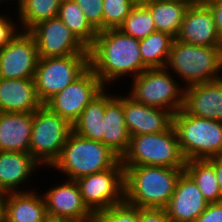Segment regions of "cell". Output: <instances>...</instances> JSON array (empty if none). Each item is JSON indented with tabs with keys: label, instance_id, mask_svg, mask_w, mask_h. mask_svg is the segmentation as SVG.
<instances>
[{
	"label": "cell",
	"instance_id": "44dd1931",
	"mask_svg": "<svg viewBox=\"0 0 222 222\" xmlns=\"http://www.w3.org/2000/svg\"><path fill=\"white\" fill-rule=\"evenodd\" d=\"M42 105L36 92L34 78L0 77V112L33 113Z\"/></svg>",
	"mask_w": 222,
	"mask_h": 222
},
{
	"label": "cell",
	"instance_id": "7bdbcfd3",
	"mask_svg": "<svg viewBox=\"0 0 222 222\" xmlns=\"http://www.w3.org/2000/svg\"><path fill=\"white\" fill-rule=\"evenodd\" d=\"M3 1H5V2H6V1H11V2H12V1H14V0H0V2H3Z\"/></svg>",
	"mask_w": 222,
	"mask_h": 222
},
{
	"label": "cell",
	"instance_id": "ac0fdd59",
	"mask_svg": "<svg viewBox=\"0 0 222 222\" xmlns=\"http://www.w3.org/2000/svg\"><path fill=\"white\" fill-rule=\"evenodd\" d=\"M36 190L3 194L0 222H44L48 218L46 205Z\"/></svg>",
	"mask_w": 222,
	"mask_h": 222
},
{
	"label": "cell",
	"instance_id": "8d00e7d4",
	"mask_svg": "<svg viewBox=\"0 0 222 222\" xmlns=\"http://www.w3.org/2000/svg\"><path fill=\"white\" fill-rule=\"evenodd\" d=\"M211 10L216 31L222 41V0H202Z\"/></svg>",
	"mask_w": 222,
	"mask_h": 222
},
{
	"label": "cell",
	"instance_id": "83f0119b",
	"mask_svg": "<svg viewBox=\"0 0 222 222\" xmlns=\"http://www.w3.org/2000/svg\"><path fill=\"white\" fill-rule=\"evenodd\" d=\"M174 39L168 33L155 31L139 40L143 63L148 68H164Z\"/></svg>",
	"mask_w": 222,
	"mask_h": 222
},
{
	"label": "cell",
	"instance_id": "cb8c5ba5",
	"mask_svg": "<svg viewBox=\"0 0 222 222\" xmlns=\"http://www.w3.org/2000/svg\"><path fill=\"white\" fill-rule=\"evenodd\" d=\"M150 11L156 31L177 37L190 4L173 0H140Z\"/></svg>",
	"mask_w": 222,
	"mask_h": 222
},
{
	"label": "cell",
	"instance_id": "d4e9b609",
	"mask_svg": "<svg viewBox=\"0 0 222 222\" xmlns=\"http://www.w3.org/2000/svg\"><path fill=\"white\" fill-rule=\"evenodd\" d=\"M104 115L105 89L84 108L72 125L73 131L86 139L103 143Z\"/></svg>",
	"mask_w": 222,
	"mask_h": 222
},
{
	"label": "cell",
	"instance_id": "1f68e13d",
	"mask_svg": "<svg viewBox=\"0 0 222 222\" xmlns=\"http://www.w3.org/2000/svg\"><path fill=\"white\" fill-rule=\"evenodd\" d=\"M94 222H140V208L123 201L96 213Z\"/></svg>",
	"mask_w": 222,
	"mask_h": 222
},
{
	"label": "cell",
	"instance_id": "e575fe53",
	"mask_svg": "<svg viewBox=\"0 0 222 222\" xmlns=\"http://www.w3.org/2000/svg\"><path fill=\"white\" fill-rule=\"evenodd\" d=\"M140 222H176L165 209L140 208Z\"/></svg>",
	"mask_w": 222,
	"mask_h": 222
},
{
	"label": "cell",
	"instance_id": "4fadbf2b",
	"mask_svg": "<svg viewBox=\"0 0 222 222\" xmlns=\"http://www.w3.org/2000/svg\"><path fill=\"white\" fill-rule=\"evenodd\" d=\"M39 55L35 40L28 31L20 32L0 50V77L34 78Z\"/></svg>",
	"mask_w": 222,
	"mask_h": 222
},
{
	"label": "cell",
	"instance_id": "b9f144b4",
	"mask_svg": "<svg viewBox=\"0 0 222 222\" xmlns=\"http://www.w3.org/2000/svg\"><path fill=\"white\" fill-rule=\"evenodd\" d=\"M1 197L2 195L0 194V215H1Z\"/></svg>",
	"mask_w": 222,
	"mask_h": 222
},
{
	"label": "cell",
	"instance_id": "f1b7e54d",
	"mask_svg": "<svg viewBox=\"0 0 222 222\" xmlns=\"http://www.w3.org/2000/svg\"><path fill=\"white\" fill-rule=\"evenodd\" d=\"M58 17L87 48L94 43L97 31L74 0H64L61 3Z\"/></svg>",
	"mask_w": 222,
	"mask_h": 222
},
{
	"label": "cell",
	"instance_id": "2e32d148",
	"mask_svg": "<svg viewBox=\"0 0 222 222\" xmlns=\"http://www.w3.org/2000/svg\"><path fill=\"white\" fill-rule=\"evenodd\" d=\"M123 113L130 136L160 133L173 125V114L162 108L150 107L123 96Z\"/></svg>",
	"mask_w": 222,
	"mask_h": 222
},
{
	"label": "cell",
	"instance_id": "7c38bea8",
	"mask_svg": "<svg viewBox=\"0 0 222 222\" xmlns=\"http://www.w3.org/2000/svg\"><path fill=\"white\" fill-rule=\"evenodd\" d=\"M28 32L35 40L39 58L89 54L88 48L59 17L41 21Z\"/></svg>",
	"mask_w": 222,
	"mask_h": 222
},
{
	"label": "cell",
	"instance_id": "ffe728a7",
	"mask_svg": "<svg viewBox=\"0 0 222 222\" xmlns=\"http://www.w3.org/2000/svg\"><path fill=\"white\" fill-rule=\"evenodd\" d=\"M38 167L42 166L30 153L0 151V194L29 191L30 188L21 187L27 185Z\"/></svg>",
	"mask_w": 222,
	"mask_h": 222
},
{
	"label": "cell",
	"instance_id": "d6a6232c",
	"mask_svg": "<svg viewBox=\"0 0 222 222\" xmlns=\"http://www.w3.org/2000/svg\"><path fill=\"white\" fill-rule=\"evenodd\" d=\"M83 10L90 25L98 32L102 30L103 0H74Z\"/></svg>",
	"mask_w": 222,
	"mask_h": 222
},
{
	"label": "cell",
	"instance_id": "8992f818",
	"mask_svg": "<svg viewBox=\"0 0 222 222\" xmlns=\"http://www.w3.org/2000/svg\"><path fill=\"white\" fill-rule=\"evenodd\" d=\"M120 162L124 168L139 165L185 168L186 160L172 125L165 132L130 137L128 148Z\"/></svg>",
	"mask_w": 222,
	"mask_h": 222
},
{
	"label": "cell",
	"instance_id": "4dcf8cb0",
	"mask_svg": "<svg viewBox=\"0 0 222 222\" xmlns=\"http://www.w3.org/2000/svg\"><path fill=\"white\" fill-rule=\"evenodd\" d=\"M138 0H103L102 30L119 28Z\"/></svg>",
	"mask_w": 222,
	"mask_h": 222
},
{
	"label": "cell",
	"instance_id": "30bf717a",
	"mask_svg": "<svg viewBox=\"0 0 222 222\" xmlns=\"http://www.w3.org/2000/svg\"><path fill=\"white\" fill-rule=\"evenodd\" d=\"M75 181L85 205L94 215L124 201V167L120 161L111 169Z\"/></svg>",
	"mask_w": 222,
	"mask_h": 222
},
{
	"label": "cell",
	"instance_id": "f546056e",
	"mask_svg": "<svg viewBox=\"0 0 222 222\" xmlns=\"http://www.w3.org/2000/svg\"><path fill=\"white\" fill-rule=\"evenodd\" d=\"M118 29L135 39L141 40L155 32L156 25L150 11L138 0Z\"/></svg>",
	"mask_w": 222,
	"mask_h": 222
},
{
	"label": "cell",
	"instance_id": "60d3db41",
	"mask_svg": "<svg viewBox=\"0 0 222 222\" xmlns=\"http://www.w3.org/2000/svg\"><path fill=\"white\" fill-rule=\"evenodd\" d=\"M44 222H58L56 219L47 218Z\"/></svg>",
	"mask_w": 222,
	"mask_h": 222
},
{
	"label": "cell",
	"instance_id": "3957f363",
	"mask_svg": "<svg viewBox=\"0 0 222 222\" xmlns=\"http://www.w3.org/2000/svg\"><path fill=\"white\" fill-rule=\"evenodd\" d=\"M165 68L178 75L184 88L221 79L222 46H196L175 38Z\"/></svg>",
	"mask_w": 222,
	"mask_h": 222
},
{
	"label": "cell",
	"instance_id": "9a60e30c",
	"mask_svg": "<svg viewBox=\"0 0 222 222\" xmlns=\"http://www.w3.org/2000/svg\"><path fill=\"white\" fill-rule=\"evenodd\" d=\"M176 39L196 46H222L213 14L203 1L189 6Z\"/></svg>",
	"mask_w": 222,
	"mask_h": 222
},
{
	"label": "cell",
	"instance_id": "f35d334b",
	"mask_svg": "<svg viewBox=\"0 0 222 222\" xmlns=\"http://www.w3.org/2000/svg\"><path fill=\"white\" fill-rule=\"evenodd\" d=\"M173 1H181V2H186V3H189L190 5L191 4H195V3H198L202 0H173Z\"/></svg>",
	"mask_w": 222,
	"mask_h": 222
},
{
	"label": "cell",
	"instance_id": "7a4b0ae2",
	"mask_svg": "<svg viewBox=\"0 0 222 222\" xmlns=\"http://www.w3.org/2000/svg\"><path fill=\"white\" fill-rule=\"evenodd\" d=\"M184 168L128 166L124 168V201L138 208L165 209Z\"/></svg>",
	"mask_w": 222,
	"mask_h": 222
},
{
	"label": "cell",
	"instance_id": "52a82bcc",
	"mask_svg": "<svg viewBox=\"0 0 222 222\" xmlns=\"http://www.w3.org/2000/svg\"><path fill=\"white\" fill-rule=\"evenodd\" d=\"M174 74L164 68H147L132 78L128 96L138 103L162 108L173 115L183 107L184 87L175 80Z\"/></svg>",
	"mask_w": 222,
	"mask_h": 222
},
{
	"label": "cell",
	"instance_id": "5bb4252c",
	"mask_svg": "<svg viewBox=\"0 0 222 222\" xmlns=\"http://www.w3.org/2000/svg\"><path fill=\"white\" fill-rule=\"evenodd\" d=\"M65 181L55 184L42 194L48 218L94 221L95 215L85 205L76 181Z\"/></svg>",
	"mask_w": 222,
	"mask_h": 222
},
{
	"label": "cell",
	"instance_id": "9c48e42d",
	"mask_svg": "<svg viewBox=\"0 0 222 222\" xmlns=\"http://www.w3.org/2000/svg\"><path fill=\"white\" fill-rule=\"evenodd\" d=\"M89 67V54L39 58L34 82L39 100L45 104L63 91Z\"/></svg>",
	"mask_w": 222,
	"mask_h": 222
},
{
	"label": "cell",
	"instance_id": "d6986e66",
	"mask_svg": "<svg viewBox=\"0 0 222 222\" xmlns=\"http://www.w3.org/2000/svg\"><path fill=\"white\" fill-rule=\"evenodd\" d=\"M208 204L194 180L184 171L165 210L176 222H194Z\"/></svg>",
	"mask_w": 222,
	"mask_h": 222
},
{
	"label": "cell",
	"instance_id": "d590c367",
	"mask_svg": "<svg viewBox=\"0 0 222 222\" xmlns=\"http://www.w3.org/2000/svg\"><path fill=\"white\" fill-rule=\"evenodd\" d=\"M194 222H222V201L209 203Z\"/></svg>",
	"mask_w": 222,
	"mask_h": 222
},
{
	"label": "cell",
	"instance_id": "e0dca14e",
	"mask_svg": "<svg viewBox=\"0 0 222 222\" xmlns=\"http://www.w3.org/2000/svg\"><path fill=\"white\" fill-rule=\"evenodd\" d=\"M182 110L188 115L222 122V78L184 88Z\"/></svg>",
	"mask_w": 222,
	"mask_h": 222
},
{
	"label": "cell",
	"instance_id": "ab89813d",
	"mask_svg": "<svg viewBox=\"0 0 222 222\" xmlns=\"http://www.w3.org/2000/svg\"><path fill=\"white\" fill-rule=\"evenodd\" d=\"M58 222H94V221H83V220H58Z\"/></svg>",
	"mask_w": 222,
	"mask_h": 222
},
{
	"label": "cell",
	"instance_id": "836d02e7",
	"mask_svg": "<svg viewBox=\"0 0 222 222\" xmlns=\"http://www.w3.org/2000/svg\"><path fill=\"white\" fill-rule=\"evenodd\" d=\"M12 17L2 13L0 15V50L7 45L21 29L17 28L16 23L11 20Z\"/></svg>",
	"mask_w": 222,
	"mask_h": 222
},
{
	"label": "cell",
	"instance_id": "6da1fadb",
	"mask_svg": "<svg viewBox=\"0 0 222 222\" xmlns=\"http://www.w3.org/2000/svg\"><path fill=\"white\" fill-rule=\"evenodd\" d=\"M88 50L89 67L105 87L124 76L135 78L148 68L140 55L139 40L118 28L98 31Z\"/></svg>",
	"mask_w": 222,
	"mask_h": 222
},
{
	"label": "cell",
	"instance_id": "5b68a950",
	"mask_svg": "<svg viewBox=\"0 0 222 222\" xmlns=\"http://www.w3.org/2000/svg\"><path fill=\"white\" fill-rule=\"evenodd\" d=\"M179 148L186 161L222 156V122L186 114L173 115Z\"/></svg>",
	"mask_w": 222,
	"mask_h": 222
},
{
	"label": "cell",
	"instance_id": "74e56055",
	"mask_svg": "<svg viewBox=\"0 0 222 222\" xmlns=\"http://www.w3.org/2000/svg\"><path fill=\"white\" fill-rule=\"evenodd\" d=\"M206 160L214 167L216 178L222 192V156H215Z\"/></svg>",
	"mask_w": 222,
	"mask_h": 222
},
{
	"label": "cell",
	"instance_id": "7402d4cb",
	"mask_svg": "<svg viewBox=\"0 0 222 222\" xmlns=\"http://www.w3.org/2000/svg\"><path fill=\"white\" fill-rule=\"evenodd\" d=\"M107 92L105 88L103 144L121 158L128 148L131 137L124 119L123 96L112 95L111 90L110 95Z\"/></svg>",
	"mask_w": 222,
	"mask_h": 222
},
{
	"label": "cell",
	"instance_id": "277c9868",
	"mask_svg": "<svg viewBox=\"0 0 222 222\" xmlns=\"http://www.w3.org/2000/svg\"><path fill=\"white\" fill-rule=\"evenodd\" d=\"M119 161L120 157L102 142L86 139L72 131L51 167L67 175L66 179L76 180L111 169Z\"/></svg>",
	"mask_w": 222,
	"mask_h": 222
},
{
	"label": "cell",
	"instance_id": "ba28073f",
	"mask_svg": "<svg viewBox=\"0 0 222 222\" xmlns=\"http://www.w3.org/2000/svg\"><path fill=\"white\" fill-rule=\"evenodd\" d=\"M72 131L69 122L43 104L33 112L29 153L41 166L51 168Z\"/></svg>",
	"mask_w": 222,
	"mask_h": 222
},
{
	"label": "cell",
	"instance_id": "603a6c76",
	"mask_svg": "<svg viewBox=\"0 0 222 222\" xmlns=\"http://www.w3.org/2000/svg\"><path fill=\"white\" fill-rule=\"evenodd\" d=\"M33 113L0 112V151L27 152Z\"/></svg>",
	"mask_w": 222,
	"mask_h": 222
},
{
	"label": "cell",
	"instance_id": "484cf974",
	"mask_svg": "<svg viewBox=\"0 0 222 222\" xmlns=\"http://www.w3.org/2000/svg\"><path fill=\"white\" fill-rule=\"evenodd\" d=\"M64 0H17V22L22 31L35 24L58 17L59 7ZM20 23V24H19Z\"/></svg>",
	"mask_w": 222,
	"mask_h": 222
},
{
	"label": "cell",
	"instance_id": "4316f807",
	"mask_svg": "<svg viewBox=\"0 0 222 222\" xmlns=\"http://www.w3.org/2000/svg\"><path fill=\"white\" fill-rule=\"evenodd\" d=\"M184 171L194 180L208 203L222 201L215 169L206 159L186 161Z\"/></svg>",
	"mask_w": 222,
	"mask_h": 222
},
{
	"label": "cell",
	"instance_id": "8fae6325",
	"mask_svg": "<svg viewBox=\"0 0 222 222\" xmlns=\"http://www.w3.org/2000/svg\"><path fill=\"white\" fill-rule=\"evenodd\" d=\"M98 76L88 67L63 91L55 94L44 105L73 125L84 108L103 90Z\"/></svg>",
	"mask_w": 222,
	"mask_h": 222
}]
</instances>
